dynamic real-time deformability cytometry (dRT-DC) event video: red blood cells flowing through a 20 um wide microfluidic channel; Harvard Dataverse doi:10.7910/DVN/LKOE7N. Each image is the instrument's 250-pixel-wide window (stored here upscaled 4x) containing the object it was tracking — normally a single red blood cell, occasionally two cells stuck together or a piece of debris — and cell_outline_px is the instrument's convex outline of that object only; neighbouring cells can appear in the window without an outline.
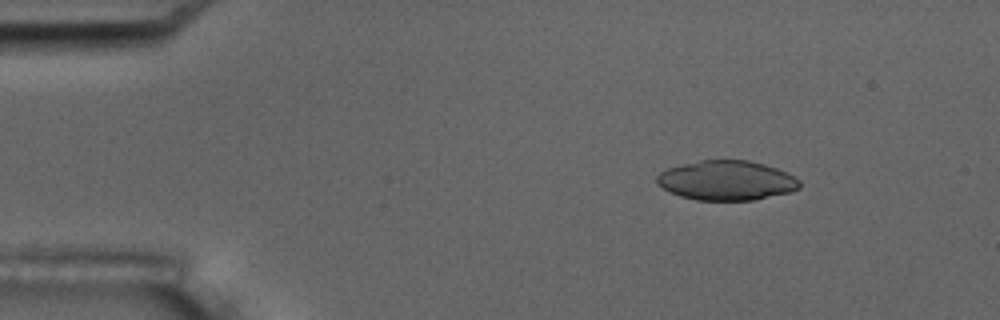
{"species": "common noctule bat (a hibernating species)", "species_latin": "Nyctalus noctula", "temperature_condition": "room temperature", "stored_images_in_passage": 9, "camera_frame_rate_fps": 3000, "um_per_image_px": 0.085, "animal": {"sex": "male", "body_mass_g": 17.5, "forearm_length_mm": 52.3}, "frame": {"image": 1, "passage_image": 3, "time_ms": 2.333, "image_size_px": [1000, 320], "cell_outline_px": [[800, 188], [792, 192], [752, 200], [696, 200], [680, 196], [656, 184], [656, 176], [660, 172], [668, 168], [700, 160], [748, 160], [764, 164], [776, 168], [800, 180]], "centroid_in_image_um": [61.76, 15.34], "position_along_channel_um": 23.2, "area_um2": 32.83}}